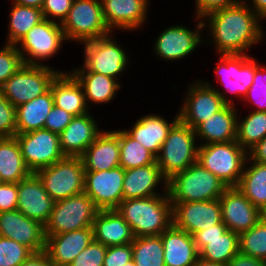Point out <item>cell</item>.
Segmentation results:
<instances>
[{
  "mask_svg": "<svg viewBox=\"0 0 266 266\" xmlns=\"http://www.w3.org/2000/svg\"><path fill=\"white\" fill-rule=\"evenodd\" d=\"M243 1H238V0H196V13L197 19H201L208 15L209 13L227 8L229 6L236 5L238 3H241Z\"/></svg>",
  "mask_w": 266,
  "mask_h": 266,
  "instance_id": "50",
  "label": "cell"
},
{
  "mask_svg": "<svg viewBox=\"0 0 266 266\" xmlns=\"http://www.w3.org/2000/svg\"><path fill=\"white\" fill-rule=\"evenodd\" d=\"M219 64L215 66L216 74L220 75L219 82H229L230 79H236V54H221Z\"/></svg>",
  "mask_w": 266,
  "mask_h": 266,
  "instance_id": "51",
  "label": "cell"
},
{
  "mask_svg": "<svg viewBox=\"0 0 266 266\" xmlns=\"http://www.w3.org/2000/svg\"><path fill=\"white\" fill-rule=\"evenodd\" d=\"M178 120L179 115H176L172 123L161 116L146 115L138 119L131 130L125 129V132L157 156L171 127Z\"/></svg>",
  "mask_w": 266,
  "mask_h": 266,
  "instance_id": "30",
  "label": "cell"
},
{
  "mask_svg": "<svg viewBox=\"0 0 266 266\" xmlns=\"http://www.w3.org/2000/svg\"><path fill=\"white\" fill-rule=\"evenodd\" d=\"M221 85L225 86V89L228 90V92H230V94H236L239 95L241 97V95L243 96V98L247 95L248 92V88L244 87L243 84L239 81H235L233 79H230L229 82H221Z\"/></svg>",
  "mask_w": 266,
  "mask_h": 266,
  "instance_id": "55",
  "label": "cell"
},
{
  "mask_svg": "<svg viewBox=\"0 0 266 266\" xmlns=\"http://www.w3.org/2000/svg\"><path fill=\"white\" fill-rule=\"evenodd\" d=\"M46 192L54 200L78 195L85 189V169L81 157L66 156L36 172Z\"/></svg>",
  "mask_w": 266,
  "mask_h": 266,
  "instance_id": "9",
  "label": "cell"
},
{
  "mask_svg": "<svg viewBox=\"0 0 266 266\" xmlns=\"http://www.w3.org/2000/svg\"><path fill=\"white\" fill-rule=\"evenodd\" d=\"M125 169L121 166L103 171H85V189L99 210L116 209L123 200Z\"/></svg>",
  "mask_w": 266,
  "mask_h": 266,
  "instance_id": "15",
  "label": "cell"
},
{
  "mask_svg": "<svg viewBox=\"0 0 266 266\" xmlns=\"http://www.w3.org/2000/svg\"><path fill=\"white\" fill-rule=\"evenodd\" d=\"M165 266H193L199 252L192 235L173 224L161 235Z\"/></svg>",
  "mask_w": 266,
  "mask_h": 266,
  "instance_id": "25",
  "label": "cell"
},
{
  "mask_svg": "<svg viewBox=\"0 0 266 266\" xmlns=\"http://www.w3.org/2000/svg\"><path fill=\"white\" fill-rule=\"evenodd\" d=\"M99 209L84 192L55 201L49 220L44 226L45 236L92 227Z\"/></svg>",
  "mask_w": 266,
  "mask_h": 266,
  "instance_id": "8",
  "label": "cell"
},
{
  "mask_svg": "<svg viewBox=\"0 0 266 266\" xmlns=\"http://www.w3.org/2000/svg\"><path fill=\"white\" fill-rule=\"evenodd\" d=\"M66 40L86 42L111 34L105 22L100 0H74L61 23Z\"/></svg>",
  "mask_w": 266,
  "mask_h": 266,
  "instance_id": "7",
  "label": "cell"
},
{
  "mask_svg": "<svg viewBox=\"0 0 266 266\" xmlns=\"http://www.w3.org/2000/svg\"><path fill=\"white\" fill-rule=\"evenodd\" d=\"M195 139V130L180 119L171 127L156 156V163L167 180L197 162Z\"/></svg>",
  "mask_w": 266,
  "mask_h": 266,
  "instance_id": "5",
  "label": "cell"
},
{
  "mask_svg": "<svg viewBox=\"0 0 266 266\" xmlns=\"http://www.w3.org/2000/svg\"><path fill=\"white\" fill-rule=\"evenodd\" d=\"M18 183L0 184V213L17 209Z\"/></svg>",
  "mask_w": 266,
  "mask_h": 266,
  "instance_id": "49",
  "label": "cell"
},
{
  "mask_svg": "<svg viewBox=\"0 0 266 266\" xmlns=\"http://www.w3.org/2000/svg\"><path fill=\"white\" fill-rule=\"evenodd\" d=\"M45 237V252L54 266H68L94 241L93 227Z\"/></svg>",
  "mask_w": 266,
  "mask_h": 266,
  "instance_id": "20",
  "label": "cell"
},
{
  "mask_svg": "<svg viewBox=\"0 0 266 266\" xmlns=\"http://www.w3.org/2000/svg\"><path fill=\"white\" fill-rule=\"evenodd\" d=\"M74 0H44L41 7L44 19L52 20L49 17L59 19L60 24L67 17Z\"/></svg>",
  "mask_w": 266,
  "mask_h": 266,
  "instance_id": "47",
  "label": "cell"
},
{
  "mask_svg": "<svg viewBox=\"0 0 266 266\" xmlns=\"http://www.w3.org/2000/svg\"><path fill=\"white\" fill-rule=\"evenodd\" d=\"M266 136V111H253L237 121L236 142L248 152ZM248 148V149H247ZM247 149V150H246Z\"/></svg>",
  "mask_w": 266,
  "mask_h": 266,
  "instance_id": "38",
  "label": "cell"
},
{
  "mask_svg": "<svg viewBox=\"0 0 266 266\" xmlns=\"http://www.w3.org/2000/svg\"><path fill=\"white\" fill-rule=\"evenodd\" d=\"M252 165L243 169L237 187L262 212L266 208V164L253 162Z\"/></svg>",
  "mask_w": 266,
  "mask_h": 266,
  "instance_id": "34",
  "label": "cell"
},
{
  "mask_svg": "<svg viewBox=\"0 0 266 266\" xmlns=\"http://www.w3.org/2000/svg\"><path fill=\"white\" fill-rule=\"evenodd\" d=\"M107 246L93 241L68 266H103Z\"/></svg>",
  "mask_w": 266,
  "mask_h": 266,
  "instance_id": "43",
  "label": "cell"
},
{
  "mask_svg": "<svg viewBox=\"0 0 266 266\" xmlns=\"http://www.w3.org/2000/svg\"><path fill=\"white\" fill-rule=\"evenodd\" d=\"M131 244L132 260L136 266H165L160 235L135 237Z\"/></svg>",
  "mask_w": 266,
  "mask_h": 266,
  "instance_id": "36",
  "label": "cell"
},
{
  "mask_svg": "<svg viewBox=\"0 0 266 266\" xmlns=\"http://www.w3.org/2000/svg\"><path fill=\"white\" fill-rule=\"evenodd\" d=\"M44 0H14V3L23 5V6H30L40 8L43 5Z\"/></svg>",
  "mask_w": 266,
  "mask_h": 266,
  "instance_id": "57",
  "label": "cell"
},
{
  "mask_svg": "<svg viewBox=\"0 0 266 266\" xmlns=\"http://www.w3.org/2000/svg\"><path fill=\"white\" fill-rule=\"evenodd\" d=\"M262 220L266 222V208L262 211Z\"/></svg>",
  "mask_w": 266,
  "mask_h": 266,
  "instance_id": "59",
  "label": "cell"
},
{
  "mask_svg": "<svg viewBox=\"0 0 266 266\" xmlns=\"http://www.w3.org/2000/svg\"><path fill=\"white\" fill-rule=\"evenodd\" d=\"M54 105L73 116L88 113V103L81 84L70 73L60 72L50 84Z\"/></svg>",
  "mask_w": 266,
  "mask_h": 266,
  "instance_id": "28",
  "label": "cell"
},
{
  "mask_svg": "<svg viewBox=\"0 0 266 266\" xmlns=\"http://www.w3.org/2000/svg\"><path fill=\"white\" fill-rule=\"evenodd\" d=\"M123 266H136L135 262L133 260L129 261L128 263H126Z\"/></svg>",
  "mask_w": 266,
  "mask_h": 266,
  "instance_id": "60",
  "label": "cell"
},
{
  "mask_svg": "<svg viewBox=\"0 0 266 266\" xmlns=\"http://www.w3.org/2000/svg\"><path fill=\"white\" fill-rule=\"evenodd\" d=\"M54 106L51 89L43 95L16 107V134L44 129L46 118Z\"/></svg>",
  "mask_w": 266,
  "mask_h": 266,
  "instance_id": "31",
  "label": "cell"
},
{
  "mask_svg": "<svg viewBox=\"0 0 266 266\" xmlns=\"http://www.w3.org/2000/svg\"><path fill=\"white\" fill-rule=\"evenodd\" d=\"M251 100L258 108L256 111H266V67L257 63L254 79L247 95L244 97Z\"/></svg>",
  "mask_w": 266,
  "mask_h": 266,
  "instance_id": "42",
  "label": "cell"
},
{
  "mask_svg": "<svg viewBox=\"0 0 266 266\" xmlns=\"http://www.w3.org/2000/svg\"><path fill=\"white\" fill-rule=\"evenodd\" d=\"M47 65L23 64L0 88L3 96L16 108L46 93L59 73Z\"/></svg>",
  "mask_w": 266,
  "mask_h": 266,
  "instance_id": "6",
  "label": "cell"
},
{
  "mask_svg": "<svg viewBox=\"0 0 266 266\" xmlns=\"http://www.w3.org/2000/svg\"><path fill=\"white\" fill-rule=\"evenodd\" d=\"M21 266H54L45 251L33 253Z\"/></svg>",
  "mask_w": 266,
  "mask_h": 266,
  "instance_id": "54",
  "label": "cell"
},
{
  "mask_svg": "<svg viewBox=\"0 0 266 266\" xmlns=\"http://www.w3.org/2000/svg\"><path fill=\"white\" fill-rule=\"evenodd\" d=\"M66 41L61 24L53 20L44 19L33 28L18 42L17 49L22 56L24 64H39L35 60H45L54 56L61 47L62 41ZM23 49V50H21ZM30 55L27 57L24 53Z\"/></svg>",
  "mask_w": 266,
  "mask_h": 266,
  "instance_id": "12",
  "label": "cell"
},
{
  "mask_svg": "<svg viewBox=\"0 0 266 266\" xmlns=\"http://www.w3.org/2000/svg\"><path fill=\"white\" fill-rule=\"evenodd\" d=\"M239 252L266 261V222L261 219L239 235Z\"/></svg>",
  "mask_w": 266,
  "mask_h": 266,
  "instance_id": "39",
  "label": "cell"
},
{
  "mask_svg": "<svg viewBox=\"0 0 266 266\" xmlns=\"http://www.w3.org/2000/svg\"><path fill=\"white\" fill-rule=\"evenodd\" d=\"M101 133L89 113L74 116L59 134L60 147L65 156L80 157Z\"/></svg>",
  "mask_w": 266,
  "mask_h": 266,
  "instance_id": "24",
  "label": "cell"
},
{
  "mask_svg": "<svg viewBox=\"0 0 266 266\" xmlns=\"http://www.w3.org/2000/svg\"><path fill=\"white\" fill-rule=\"evenodd\" d=\"M246 161L266 164V136L247 152Z\"/></svg>",
  "mask_w": 266,
  "mask_h": 266,
  "instance_id": "52",
  "label": "cell"
},
{
  "mask_svg": "<svg viewBox=\"0 0 266 266\" xmlns=\"http://www.w3.org/2000/svg\"><path fill=\"white\" fill-rule=\"evenodd\" d=\"M92 227L94 241L107 247L132 243L135 238L130 225L115 209L99 210Z\"/></svg>",
  "mask_w": 266,
  "mask_h": 266,
  "instance_id": "26",
  "label": "cell"
},
{
  "mask_svg": "<svg viewBox=\"0 0 266 266\" xmlns=\"http://www.w3.org/2000/svg\"><path fill=\"white\" fill-rule=\"evenodd\" d=\"M71 74L81 84L86 103L88 101L94 103L111 101L115 97L117 90L121 88V85L116 79L96 72L87 71L84 67L79 70L75 69Z\"/></svg>",
  "mask_w": 266,
  "mask_h": 266,
  "instance_id": "32",
  "label": "cell"
},
{
  "mask_svg": "<svg viewBox=\"0 0 266 266\" xmlns=\"http://www.w3.org/2000/svg\"><path fill=\"white\" fill-rule=\"evenodd\" d=\"M73 117L72 114L54 105L46 118L44 129L60 134L69 125Z\"/></svg>",
  "mask_w": 266,
  "mask_h": 266,
  "instance_id": "48",
  "label": "cell"
},
{
  "mask_svg": "<svg viewBox=\"0 0 266 266\" xmlns=\"http://www.w3.org/2000/svg\"><path fill=\"white\" fill-rule=\"evenodd\" d=\"M120 166L132 169L156 163V156L130 137L125 130H119Z\"/></svg>",
  "mask_w": 266,
  "mask_h": 266,
  "instance_id": "37",
  "label": "cell"
},
{
  "mask_svg": "<svg viewBox=\"0 0 266 266\" xmlns=\"http://www.w3.org/2000/svg\"><path fill=\"white\" fill-rule=\"evenodd\" d=\"M28 169L32 173L48 167L66 156L63 154L59 134L47 129H38L14 136Z\"/></svg>",
  "mask_w": 266,
  "mask_h": 266,
  "instance_id": "10",
  "label": "cell"
},
{
  "mask_svg": "<svg viewBox=\"0 0 266 266\" xmlns=\"http://www.w3.org/2000/svg\"><path fill=\"white\" fill-rule=\"evenodd\" d=\"M42 20H44V17L40 8L14 3L10 12L7 44L19 45L18 42L26 33Z\"/></svg>",
  "mask_w": 266,
  "mask_h": 266,
  "instance_id": "35",
  "label": "cell"
},
{
  "mask_svg": "<svg viewBox=\"0 0 266 266\" xmlns=\"http://www.w3.org/2000/svg\"><path fill=\"white\" fill-rule=\"evenodd\" d=\"M80 157L85 171H103L120 166L119 130L102 131Z\"/></svg>",
  "mask_w": 266,
  "mask_h": 266,
  "instance_id": "22",
  "label": "cell"
},
{
  "mask_svg": "<svg viewBox=\"0 0 266 266\" xmlns=\"http://www.w3.org/2000/svg\"><path fill=\"white\" fill-rule=\"evenodd\" d=\"M206 24L202 19L197 24L196 31L187 29L184 26L169 27L158 35L155 46V54L166 60H179L187 57L186 55L194 51V49L203 42L200 30Z\"/></svg>",
  "mask_w": 266,
  "mask_h": 266,
  "instance_id": "21",
  "label": "cell"
},
{
  "mask_svg": "<svg viewBox=\"0 0 266 266\" xmlns=\"http://www.w3.org/2000/svg\"><path fill=\"white\" fill-rule=\"evenodd\" d=\"M199 258L213 263L227 265L239 252V235L221 222L193 235Z\"/></svg>",
  "mask_w": 266,
  "mask_h": 266,
  "instance_id": "14",
  "label": "cell"
},
{
  "mask_svg": "<svg viewBox=\"0 0 266 266\" xmlns=\"http://www.w3.org/2000/svg\"><path fill=\"white\" fill-rule=\"evenodd\" d=\"M226 266H266V261L238 252Z\"/></svg>",
  "mask_w": 266,
  "mask_h": 266,
  "instance_id": "53",
  "label": "cell"
},
{
  "mask_svg": "<svg viewBox=\"0 0 266 266\" xmlns=\"http://www.w3.org/2000/svg\"><path fill=\"white\" fill-rule=\"evenodd\" d=\"M132 260V244L108 246L103 266H123Z\"/></svg>",
  "mask_w": 266,
  "mask_h": 266,
  "instance_id": "46",
  "label": "cell"
},
{
  "mask_svg": "<svg viewBox=\"0 0 266 266\" xmlns=\"http://www.w3.org/2000/svg\"><path fill=\"white\" fill-rule=\"evenodd\" d=\"M171 203L173 225L192 236L222 222L219 199Z\"/></svg>",
  "mask_w": 266,
  "mask_h": 266,
  "instance_id": "16",
  "label": "cell"
},
{
  "mask_svg": "<svg viewBox=\"0 0 266 266\" xmlns=\"http://www.w3.org/2000/svg\"><path fill=\"white\" fill-rule=\"evenodd\" d=\"M222 222L232 232L240 235L250 230L262 219V212L239 190L228 187L219 198Z\"/></svg>",
  "mask_w": 266,
  "mask_h": 266,
  "instance_id": "17",
  "label": "cell"
},
{
  "mask_svg": "<svg viewBox=\"0 0 266 266\" xmlns=\"http://www.w3.org/2000/svg\"><path fill=\"white\" fill-rule=\"evenodd\" d=\"M32 254L25 245L0 236V266H21Z\"/></svg>",
  "mask_w": 266,
  "mask_h": 266,
  "instance_id": "40",
  "label": "cell"
},
{
  "mask_svg": "<svg viewBox=\"0 0 266 266\" xmlns=\"http://www.w3.org/2000/svg\"><path fill=\"white\" fill-rule=\"evenodd\" d=\"M257 61L246 54H236V82L240 81L244 87H251L254 79Z\"/></svg>",
  "mask_w": 266,
  "mask_h": 266,
  "instance_id": "45",
  "label": "cell"
},
{
  "mask_svg": "<svg viewBox=\"0 0 266 266\" xmlns=\"http://www.w3.org/2000/svg\"><path fill=\"white\" fill-rule=\"evenodd\" d=\"M161 180L164 181V190H167V179L162 175L157 163L126 169L123 181V200L160 195L154 192V189Z\"/></svg>",
  "mask_w": 266,
  "mask_h": 266,
  "instance_id": "29",
  "label": "cell"
},
{
  "mask_svg": "<svg viewBox=\"0 0 266 266\" xmlns=\"http://www.w3.org/2000/svg\"><path fill=\"white\" fill-rule=\"evenodd\" d=\"M233 102L209 116L196 129L195 135L205 139V144L236 141L238 114ZM202 137V138H201Z\"/></svg>",
  "mask_w": 266,
  "mask_h": 266,
  "instance_id": "27",
  "label": "cell"
},
{
  "mask_svg": "<svg viewBox=\"0 0 266 266\" xmlns=\"http://www.w3.org/2000/svg\"><path fill=\"white\" fill-rule=\"evenodd\" d=\"M110 37V38H109ZM109 35L83 42L85 44L84 68L118 80L125 70L128 59L125 51Z\"/></svg>",
  "mask_w": 266,
  "mask_h": 266,
  "instance_id": "13",
  "label": "cell"
},
{
  "mask_svg": "<svg viewBox=\"0 0 266 266\" xmlns=\"http://www.w3.org/2000/svg\"><path fill=\"white\" fill-rule=\"evenodd\" d=\"M227 188L224 182L198 162L167 180L171 202L217 200Z\"/></svg>",
  "mask_w": 266,
  "mask_h": 266,
  "instance_id": "3",
  "label": "cell"
},
{
  "mask_svg": "<svg viewBox=\"0 0 266 266\" xmlns=\"http://www.w3.org/2000/svg\"><path fill=\"white\" fill-rule=\"evenodd\" d=\"M193 266H225V265H222L219 263L208 262L201 258H198Z\"/></svg>",
  "mask_w": 266,
  "mask_h": 266,
  "instance_id": "58",
  "label": "cell"
},
{
  "mask_svg": "<svg viewBox=\"0 0 266 266\" xmlns=\"http://www.w3.org/2000/svg\"><path fill=\"white\" fill-rule=\"evenodd\" d=\"M243 1L206 15L218 54H245L247 48L263 39L260 18Z\"/></svg>",
  "mask_w": 266,
  "mask_h": 266,
  "instance_id": "1",
  "label": "cell"
},
{
  "mask_svg": "<svg viewBox=\"0 0 266 266\" xmlns=\"http://www.w3.org/2000/svg\"><path fill=\"white\" fill-rule=\"evenodd\" d=\"M165 196L122 200L115 209L130 225L134 237L161 235L173 224L172 203Z\"/></svg>",
  "mask_w": 266,
  "mask_h": 266,
  "instance_id": "2",
  "label": "cell"
},
{
  "mask_svg": "<svg viewBox=\"0 0 266 266\" xmlns=\"http://www.w3.org/2000/svg\"><path fill=\"white\" fill-rule=\"evenodd\" d=\"M0 236L25 245L33 253L45 251L44 226L17 209L0 213Z\"/></svg>",
  "mask_w": 266,
  "mask_h": 266,
  "instance_id": "18",
  "label": "cell"
},
{
  "mask_svg": "<svg viewBox=\"0 0 266 266\" xmlns=\"http://www.w3.org/2000/svg\"><path fill=\"white\" fill-rule=\"evenodd\" d=\"M247 157L236 141L200 145L197 151V162L227 187L239 185Z\"/></svg>",
  "mask_w": 266,
  "mask_h": 266,
  "instance_id": "4",
  "label": "cell"
},
{
  "mask_svg": "<svg viewBox=\"0 0 266 266\" xmlns=\"http://www.w3.org/2000/svg\"><path fill=\"white\" fill-rule=\"evenodd\" d=\"M253 11L260 19H266V0H252Z\"/></svg>",
  "mask_w": 266,
  "mask_h": 266,
  "instance_id": "56",
  "label": "cell"
},
{
  "mask_svg": "<svg viewBox=\"0 0 266 266\" xmlns=\"http://www.w3.org/2000/svg\"><path fill=\"white\" fill-rule=\"evenodd\" d=\"M55 201L46 192L36 173L18 182L17 210L26 217L45 226L54 208Z\"/></svg>",
  "mask_w": 266,
  "mask_h": 266,
  "instance_id": "19",
  "label": "cell"
},
{
  "mask_svg": "<svg viewBox=\"0 0 266 266\" xmlns=\"http://www.w3.org/2000/svg\"><path fill=\"white\" fill-rule=\"evenodd\" d=\"M16 134V108L0 92V138Z\"/></svg>",
  "mask_w": 266,
  "mask_h": 266,
  "instance_id": "44",
  "label": "cell"
},
{
  "mask_svg": "<svg viewBox=\"0 0 266 266\" xmlns=\"http://www.w3.org/2000/svg\"><path fill=\"white\" fill-rule=\"evenodd\" d=\"M107 27L136 29L145 23L148 0H100Z\"/></svg>",
  "mask_w": 266,
  "mask_h": 266,
  "instance_id": "23",
  "label": "cell"
},
{
  "mask_svg": "<svg viewBox=\"0 0 266 266\" xmlns=\"http://www.w3.org/2000/svg\"><path fill=\"white\" fill-rule=\"evenodd\" d=\"M32 172L26 166L15 137L0 138V179L18 183Z\"/></svg>",
  "mask_w": 266,
  "mask_h": 266,
  "instance_id": "33",
  "label": "cell"
},
{
  "mask_svg": "<svg viewBox=\"0 0 266 266\" xmlns=\"http://www.w3.org/2000/svg\"><path fill=\"white\" fill-rule=\"evenodd\" d=\"M23 64L17 45L6 44L0 49V88Z\"/></svg>",
  "mask_w": 266,
  "mask_h": 266,
  "instance_id": "41",
  "label": "cell"
},
{
  "mask_svg": "<svg viewBox=\"0 0 266 266\" xmlns=\"http://www.w3.org/2000/svg\"><path fill=\"white\" fill-rule=\"evenodd\" d=\"M218 88L202 83L200 80L189 86L184 105L179 111V119L195 130L202 122L208 119L231 100L227 99Z\"/></svg>",
  "mask_w": 266,
  "mask_h": 266,
  "instance_id": "11",
  "label": "cell"
}]
</instances>
